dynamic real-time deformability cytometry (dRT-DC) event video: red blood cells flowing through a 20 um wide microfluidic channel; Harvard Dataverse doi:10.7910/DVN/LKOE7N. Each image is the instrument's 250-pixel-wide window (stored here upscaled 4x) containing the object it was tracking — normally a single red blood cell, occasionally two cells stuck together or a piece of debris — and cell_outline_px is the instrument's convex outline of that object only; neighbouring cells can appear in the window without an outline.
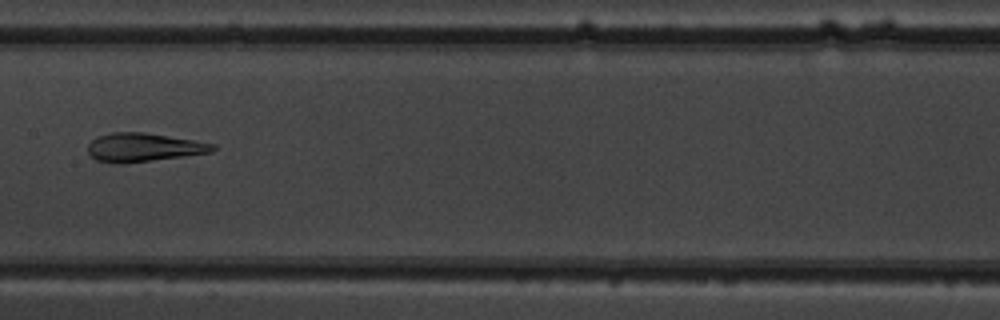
{"species": "common noctule bat (a hibernating species)", "species_latin": "Nyctalus noctula", "temperature_condition": "warm", "stored_images_in_passage": 8, "camera_frame_rate_fps": 3000, "um_per_image_px": 0.085, "animal": {"sex": "male", "body_mass_g": 19.5, "forearm_length_mm": 54.6}, "frame": {"image": 1, "passage_image": 8, "time_ms": 8.0, "image_size_px": [1000, 320], "cell_outline_px": [[216, 148], [212, 152], [184, 156], [124, 164], [120, 164], [96, 160], [88, 152], [88, 144], [96, 136], [112, 132], [144, 132], [216, 144]], "centroid_in_image_um": [12.18, 12.53], "position_along_channel_um": 195.2, "area_um2": 20.81}}